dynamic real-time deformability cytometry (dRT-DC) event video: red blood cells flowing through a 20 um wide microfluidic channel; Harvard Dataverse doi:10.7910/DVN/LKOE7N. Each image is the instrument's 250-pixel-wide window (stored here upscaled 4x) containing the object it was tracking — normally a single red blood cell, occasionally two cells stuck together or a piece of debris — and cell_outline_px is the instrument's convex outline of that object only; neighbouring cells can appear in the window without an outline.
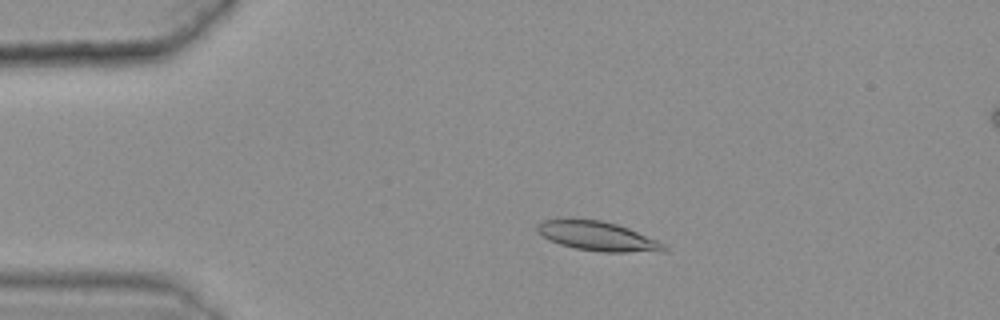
{"species": "common noctule bat (a hibernating species)", "species_latin": "Nyctalus noctula", "temperature_condition": "warm", "stored_images_in_passage": 47, "camera_frame_rate_fps": 3000, "um_per_image_px": 0.085, "animal": {"sex": "female", "body_mass_g": 25.1}, "frame": {"image": 1, "passage_image": 12, "time_ms": 3.667, "image_size_px": [1000, 320], "cell_outline_px": [[668, 252], [600, 252], [576, 248], [560, 244], [548, 240], [536, 228], [536, 224], [540, 220], [600, 220], [616, 224], [628, 228], [668, 244]], "centroid_in_image_um": [50.89, 20.1], "position_along_channel_um": 34.1, "area_um2": 21.62}}
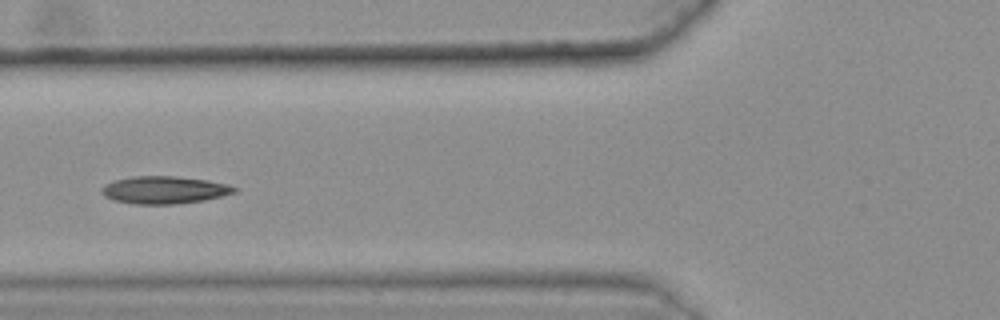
{"frame": {"image": 2, "passage_image": 22, "time_ms": 7.0, "image_size_px": [1000, 320], "cell_outline_px": [[240, 188], [236, 192], [204, 200], [176, 204], [132, 204], [116, 200], [104, 196], [100, 192], [100, 188], [104, 184], [116, 180], [136, 176], [176, 176], [204, 180], [228, 184]], "centroid_in_image_um": [13.96, 16.15], "position_along_channel_um": 111.8, "area_um2": 21.21}}
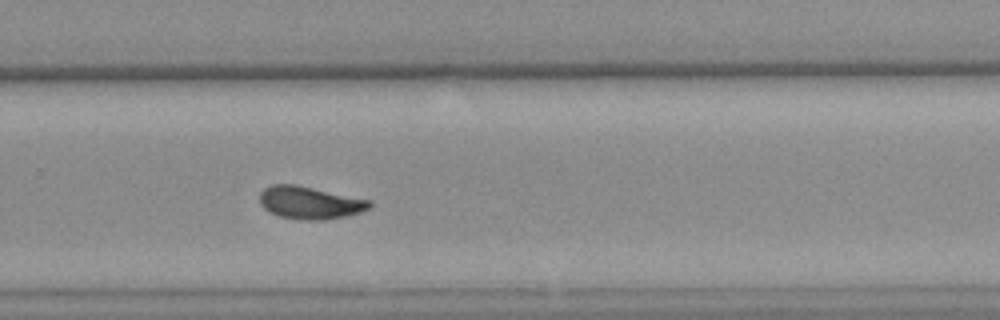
{"frame": {"image": 3, "passage_image": 38, "time_ms": 12.333, "image_size_px": [1000, 320], "cell_outline_px": [[372, 204], [368, 208], [360, 212], [344, 216], [320, 220], [308, 220], [280, 216], [264, 208], [260, 204], [260, 192], [264, 188], [272, 184], [296, 184], [372, 200]], "centroid_in_image_um": [26.34, 17.2], "position_along_channel_um": 303.5, "area_um2": 20.69}, "authors_computed_cell_mechanics": {"area_um2": 21.0392, "velocity_mm_per_s": 3.5993, "shape_relaxation_time_tau1_ms": 3.8551, "shape_relaxation_time_tau2_ms": 2.2082, "deformation_change_tau1": 0.1541, "deformation_change_tau2": 0.0876}}